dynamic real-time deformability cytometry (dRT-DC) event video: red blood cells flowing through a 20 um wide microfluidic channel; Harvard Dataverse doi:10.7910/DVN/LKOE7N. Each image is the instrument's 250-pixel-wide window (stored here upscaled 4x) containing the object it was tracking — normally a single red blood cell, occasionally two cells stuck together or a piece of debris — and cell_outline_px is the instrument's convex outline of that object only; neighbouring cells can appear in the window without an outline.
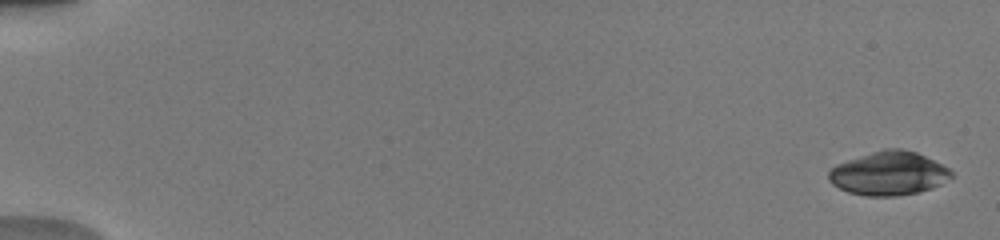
{"species": "human", "species_latin": "Homo sapiens", "temperature_condition": "warm", "stored_images_in_passage": 13, "camera_frame_rate_fps": 3000, "um_per_image_px": 0.085, "donor": {"sex": "male"}, "frame": {"image": 1, "passage_image": 1, "time_ms": 0.0, "image_size_px": [1000, 240], "cell_outline_px": [[952, 176], [940, 184], [932, 188], [916, 192], [896, 196], [864, 196], [848, 192], [832, 184], [828, 180], [828, 168], [836, 164], [884, 148], [900, 148], [916, 152], [948, 168], [952, 172]], "centroid_in_image_um": [75.49, 14.74], "position_along_channel_um": 9.5, "area_um2": 31.04}}
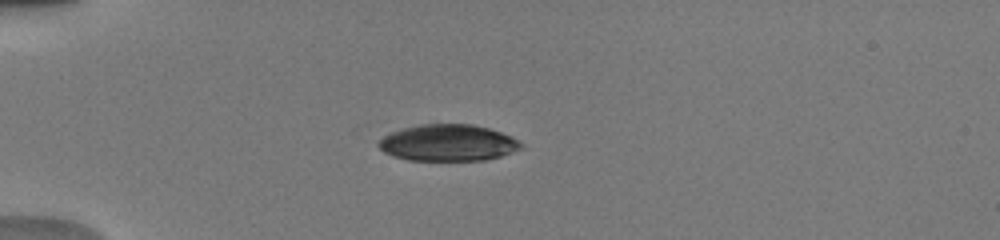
{"frame": {"image": 2, "passage_image": 11, "time_ms": 4.667, "image_size_px": [1000, 240], "cell_outline_px": [[524, 148], [500, 156], [484, 160], [408, 160], [392, 156], [384, 152], [376, 144], [384, 136], [392, 132], [404, 128], [420, 124], [472, 124], [488, 128], [512, 136], [520, 140], [524, 144]], "centroid_in_image_um": [38.11, 12.14], "position_along_channel_um": 46.9, "area_um2": 30.4}}